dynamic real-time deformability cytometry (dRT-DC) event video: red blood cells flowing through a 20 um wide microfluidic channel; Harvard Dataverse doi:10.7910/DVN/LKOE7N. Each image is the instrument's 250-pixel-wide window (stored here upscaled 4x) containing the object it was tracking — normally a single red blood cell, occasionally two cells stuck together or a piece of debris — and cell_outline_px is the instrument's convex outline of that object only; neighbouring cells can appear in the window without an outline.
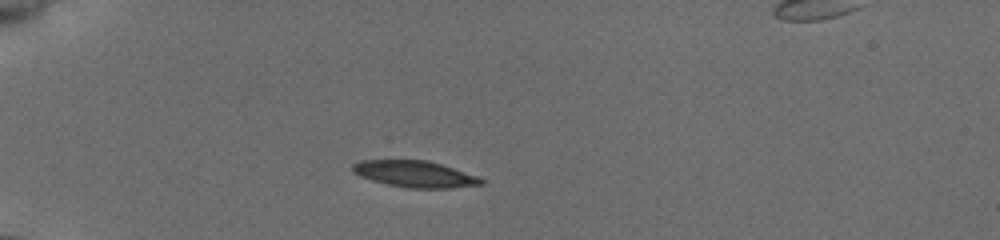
{"species": "common noctule bat (a hibernating species)", "species_latin": "Nyctalus noctula", "temperature_condition": "cold", "stored_images_in_passage": 5, "camera_frame_rate_fps": 3000, "um_per_image_px": 0.085, "animal": {"sex": "female", "body_mass_g": 19.5, "forearm_length_mm": 54.1}, "frame": {"image": 1, "passage_image": 1, "time_ms": 0.0, "image_size_px": [1000, 240], "cell_outline_px": [[484, 184], [448, 188], [408, 188], [388, 184], [372, 180], [360, 176], [352, 172], [352, 164], [360, 160], [428, 160], [476, 176], [484, 180]], "centroid_in_image_um": [35.22, 14.79], "position_along_channel_um": 49.8, "area_um2": 19.59}}
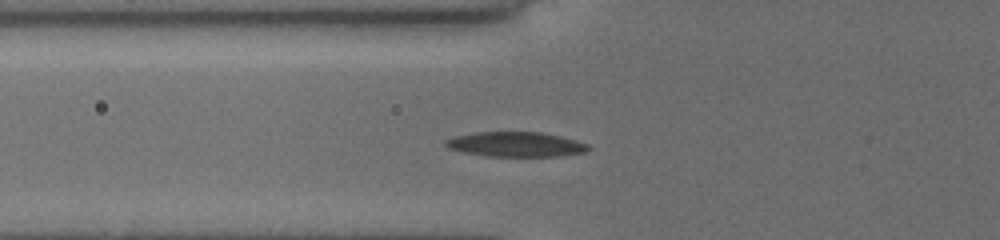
{"frame": {"image": 2, "passage_image": 3, "time_ms": 1.667, "image_size_px": [1000, 240], "cell_outline_px": [[588, 148], [584, 152], [560, 156], [488, 156], [464, 152], [448, 148], [444, 144], [444, 140], [452, 136], [476, 132], [540, 132], [560, 136], [576, 140], [588, 144]], "centroid_in_image_um": [43.79, 12.26], "position_along_channel_um": 82.0, "area_um2": 20.58}}
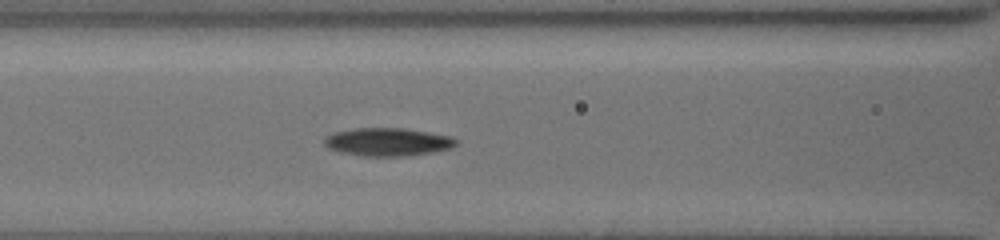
{"frame": {"image": 3, "passage_image": 5, "time_ms": 3.0, "image_size_px": [1000, 240], "cell_outline_px": [[456, 144], [452, 148], [432, 152], [408, 156], [364, 156], [340, 152], [328, 148], [324, 144], [324, 136], [336, 132], [356, 128], [404, 128], [452, 136], [456, 140]], "centroid_in_image_um": [32.95, 12.06], "position_along_channel_um": 133.7, "area_um2": 21.56}}